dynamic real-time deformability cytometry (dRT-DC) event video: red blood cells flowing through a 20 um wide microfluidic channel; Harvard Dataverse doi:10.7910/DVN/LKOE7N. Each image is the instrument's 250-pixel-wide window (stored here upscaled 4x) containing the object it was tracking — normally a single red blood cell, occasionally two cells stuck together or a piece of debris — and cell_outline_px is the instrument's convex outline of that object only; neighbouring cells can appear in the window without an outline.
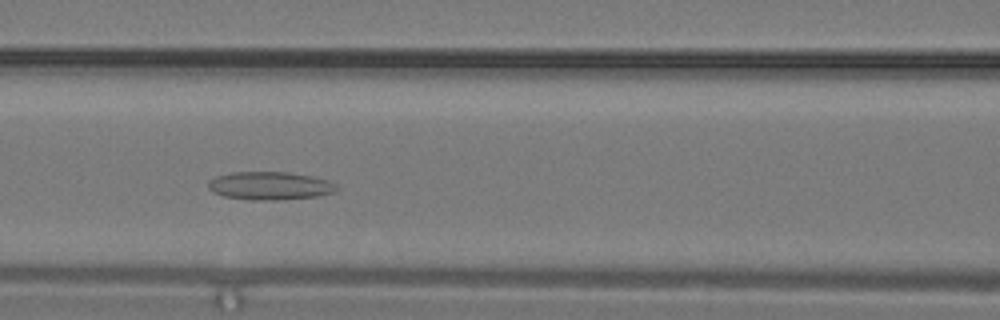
{"species": "common noctule bat (a hibernating species)", "species_latin": "Nyctalus noctula", "temperature_condition": "warm", "stored_images_in_passage": 13, "camera_frame_rate_fps": 3000, "um_per_image_px": 0.085, "animal": {"sex": "male", "body_mass_g": 19.2, "forearm_length_mm": 51.8}, "frame": {"image": 1, "passage_image": 10, "time_ms": 3.0, "image_size_px": [1000, 320], "cell_outline_px": [[340, 188], [332, 192], [316, 196], [276, 200], [252, 200], [224, 196], [212, 192], [208, 188], [208, 180], [216, 176], [232, 172], [288, 172], [312, 176], [328, 180], [336, 184]], "centroid_in_image_um": [22.92, 15.78], "position_along_channel_um": 143.7, "area_um2": 21.04}}
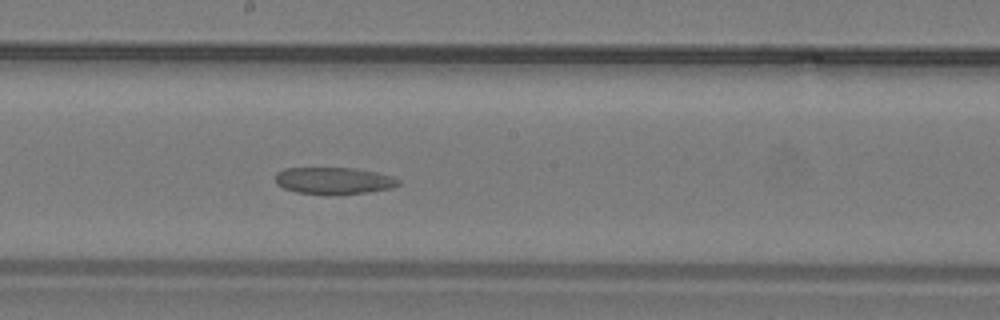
{"frame": {"image": 2, "passage_image": 13, "time_ms": 4.0, "image_size_px": [1000, 320], "cell_outline_px": [[400, 184], [392, 188], [368, 192], [332, 196], [324, 196], [296, 192], [284, 188], [276, 184], [276, 172], [284, 168], [356, 168], [376, 172], [392, 176], [400, 180]], "centroid_in_image_um": [28.37, 15.38], "position_along_channel_um": 219.8, "area_um2": 19.77}}